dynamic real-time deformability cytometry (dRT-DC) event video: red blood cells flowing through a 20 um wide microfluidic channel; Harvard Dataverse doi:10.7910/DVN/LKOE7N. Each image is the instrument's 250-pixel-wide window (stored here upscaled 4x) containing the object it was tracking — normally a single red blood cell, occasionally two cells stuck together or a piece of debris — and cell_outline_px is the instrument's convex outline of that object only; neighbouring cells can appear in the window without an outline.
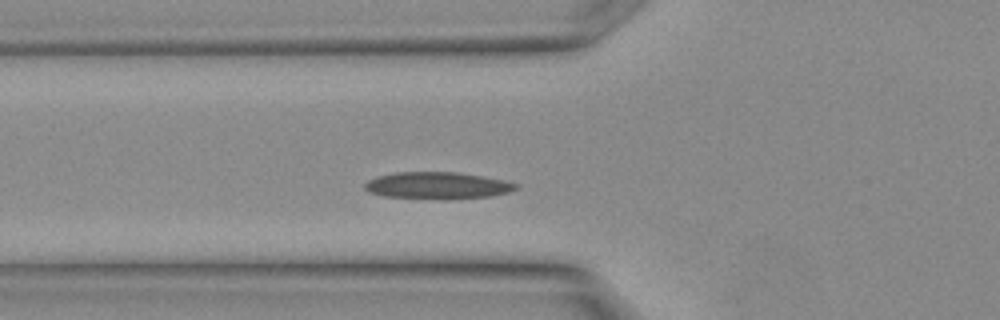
{"species": "Egyptian fruit bat (a non-hibernating species)", "species_latin": "Rousettus aegyptiacus", "temperature_condition": "warm", "stored_images_in_passage": 12, "camera_frame_rate_fps": 3000, "um_per_image_px": 0.085, "animal": {"sex": "female"}, "frame": {"image": 1, "passage_image": 6, "time_ms": 1.667, "image_size_px": [1000, 320], "cell_outline_px": [[520, 188], [508, 192], [492, 196], [448, 200], [444, 200], [384, 196], [368, 192], [364, 188], [364, 184], [368, 180], [376, 176], [396, 172], [456, 172], [504, 180], [520, 184]], "centroid_in_image_um": [37.19, 15.78], "position_along_channel_um": 88.6, "area_um2": 24.04}}
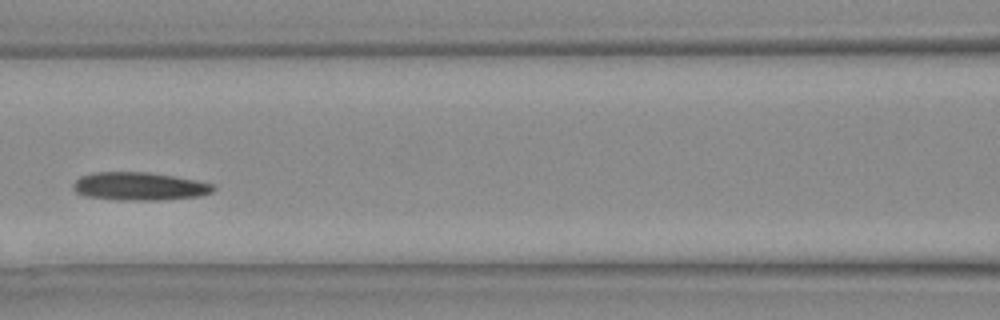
{"frame": {"image": 2, "passage_image": 9, "time_ms": 2.667, "image_size_px": [1000, 320], "cell_outline_px": [[216, 188], [212, 192], [200, 196], [156, 200], [120, 200], [84, 196], [76, 192], [72, 188], [72, 184], [80, 176], [92, 172], [148, 172], [172, 176], [212, 184]], "centroid_in_image_um": [11.78, 15.84], "position_along_channel_um": 154.8, "area_um2": 22.83}}